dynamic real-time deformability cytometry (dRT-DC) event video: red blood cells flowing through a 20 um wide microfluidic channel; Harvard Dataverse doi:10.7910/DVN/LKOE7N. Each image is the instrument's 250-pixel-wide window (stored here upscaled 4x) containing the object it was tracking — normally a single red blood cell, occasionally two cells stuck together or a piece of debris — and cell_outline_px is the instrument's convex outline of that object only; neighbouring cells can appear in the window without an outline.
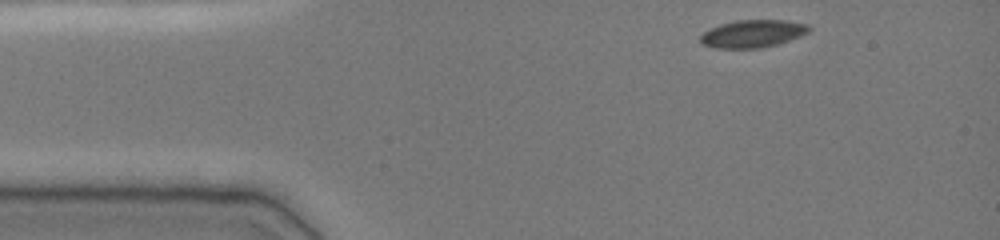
{"species": "common noctule bat (a hibernating species)", "species_latin": "Nyctalus noctula", "temperature_condition": "cold", "stored_images_in_passage": 39, "camera_frame_rate_fps": 3000, "um_per_image_px": 0.085, "animal": {"sex": "female", "body_mass_g": 19.0, "forearm_length_mm": 51.5}, "frame": {"image": 1, "passage_image": 1, "time_ms": 0.0, "image_size_px": [1000, 240], "cell_outline_px": [[812, 28], [808, 32], [800, 36], [776, 44], [760, 48], [716, 48], [700, 44], [700, 36], [704, 32], [720, 24], [736, 20], [784, 20], [808, 24]], "centroid_in_image_um": [63.97, 2.86], "position_along_channel_um": 21.0, "area_um2": 17.4}}
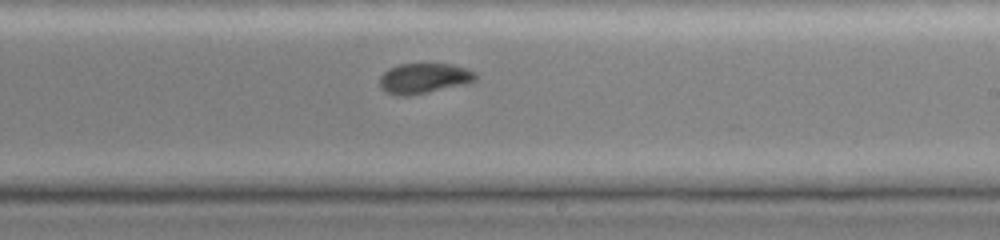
{"frame": {"image": 2, "passage_image": 24, "time_ms": 7.667, "image_size_px": [1000, 240], "cell_outline_px": [[476, 80], [468, 84], [408, 96], [404, 96], [388, 92], [380, 88], [380, 76], [388, 68], [400, 64], [452, 64], [476, 72]], "centroid_in_image_um": [36.05, 6.65], "position_along_channel_um": 252.9, "area_um2": 16.88}}
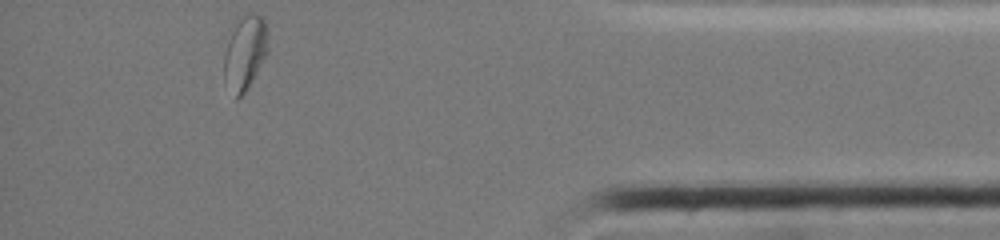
{"frame": {"image": 3, "passage_image": 39, "time_ms": 12.667, "image_size_px": [1000, 240], "cell_outline_px": [[268, 52], [252, 80], [244, 92], [236, 100], [224, 80], [224, 52], [236, 16], [260, 16], [264, 20], [268, 44]], "centroid_in_image_um": [20.79, 4.49], "position_along_channel_um": 414.4, "area_um2": 18.79}, "authors_computed_cell_mechanics": {"area_um2": 17.918, "velocity_mm_per_s": 3.8366, "shape_relaxation_time_tau1_ms": 6.0505, "shape_relaxation_time_tau2_ms": 2.2697, "deformation_change_tau1": 0.1364, "deformation_change_tau2": 0.0429}}